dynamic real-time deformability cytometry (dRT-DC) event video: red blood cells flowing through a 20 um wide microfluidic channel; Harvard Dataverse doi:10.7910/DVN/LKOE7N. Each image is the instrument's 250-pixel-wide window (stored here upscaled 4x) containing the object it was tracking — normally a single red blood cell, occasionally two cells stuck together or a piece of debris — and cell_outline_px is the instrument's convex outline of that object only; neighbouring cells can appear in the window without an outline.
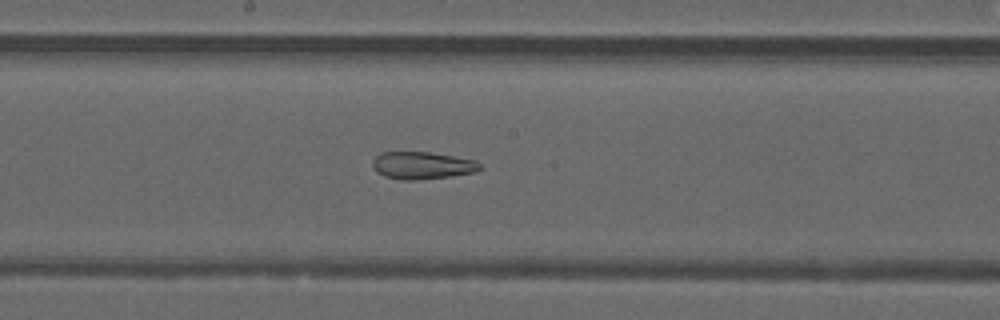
{"species": "common noctule bat (a hibernating species)", "species_latin": "Nyctalus noctula", "temperature_condition": "warm", "stored_images_in_passage": 49, "camera_frame_rate_fps": 3000, "um_per_image_px": 0.085, "animal": {"sex": "male", "forearm_length_mm": 52.5}, "frame": {"image": 1, "passage_image": 27, "time_ms": 8.667, "image_size_px": [1000, 320], "cell_outline_px": [[480, 168], [476, 172], [448, 176], [416, 180], [400, 180], [384, 176], [376, 172], [372, 168], [372, 160], [380, 152], [432, 152], [476, 160], [480, 164]], "centroid_in_image_um": [35.84, 14.05], "position_along_channel_um": 212.4, "area_um2": 17.22}}
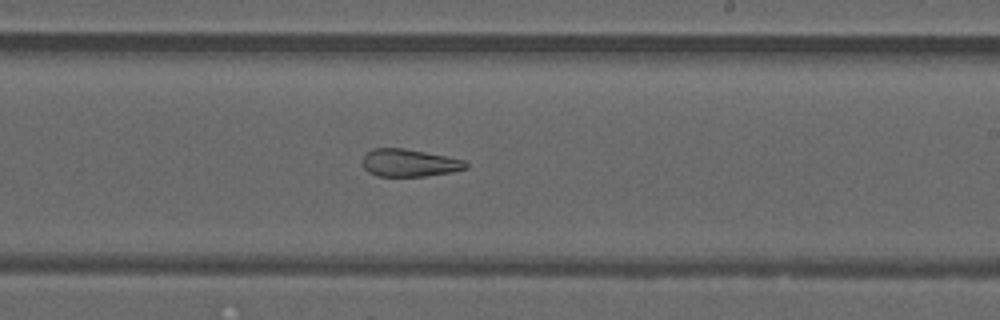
{"frame": {"image": 2, "passage_image": 30, "time_ms": 9.667, "image_size_px": [1000, 320], "cell_outline_px": [[468, 168], [452, 172], [424, 176], [376, 176], [368, 172], [364, 168], [364, 156], [372, 148], [404, 148], [464, 160], [468, 164]], "centroid_in_image_um": [34.79, 13.85], "position_along_channel_um": 254.2, "area_um2": 16.42}}
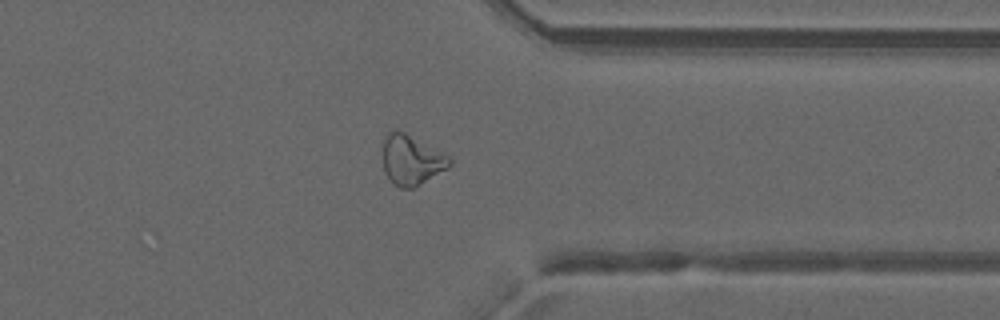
{"frame": {"image": 3, "passage_image": 39, "time_ms": 12.667, "image_size_px": [1000, 320], "cell_outline_px": [[452, 164], [448, 168], [416, 188], [400, 188], [392, 184], [384, 172], [384, 136], [392, 128], [404, 132], [448, 156], [452, 160]], "centroid_in_image_um": [34.96, 13.63], "position_along_channel_um": 376.4, "area_um2": 19.48}, "authors_computed_cell_mechanics": {"area_um2": 22.5998, "velocity_mm_per_s": 4.2166, "shape_relaxation_time_tau1_ms": null, "shape_relaxation_time_tau2_ms": 2.6498, "deformation_change_tau1": null, "deformation_change_tau2": 0.1134}}